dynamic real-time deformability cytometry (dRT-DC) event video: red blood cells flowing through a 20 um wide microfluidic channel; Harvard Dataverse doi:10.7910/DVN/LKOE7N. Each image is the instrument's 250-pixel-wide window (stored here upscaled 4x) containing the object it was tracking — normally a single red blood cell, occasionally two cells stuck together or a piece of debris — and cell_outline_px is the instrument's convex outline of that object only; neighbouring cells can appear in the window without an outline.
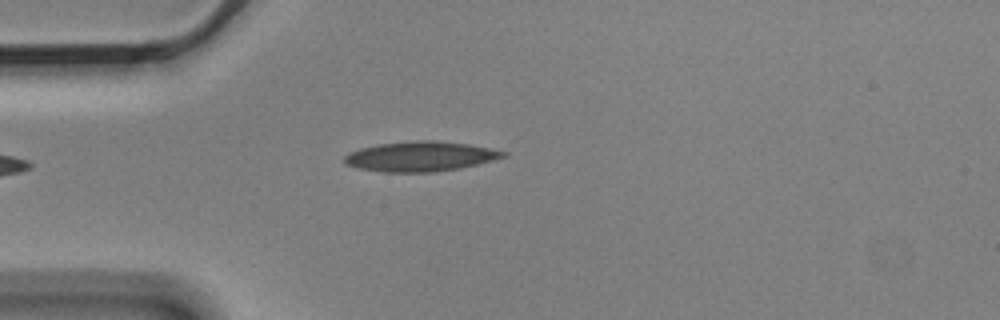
{"species": "Egyptian fruit bat (a non-hibernating species)", "species_latin": "Rousettus aegyptiacus", "temperature_condition": "cold", "stored_images_in_passage": 4, "camera_frame_rate_fps": 3000, "um_per_image_px": 0.085, "animal": {"sex": "male"}, "frame": {"image": 1, "passage_image": 4, "time_ms": 1.0, "image_size_px": [1000, 320], "cell_outline_px": [[508, 156], [460, 168], [432, 172], [384, 172], [360, 168], [344, 164], [344, 156], [348, 152], [360, 148], [380, 144], [416, 140], [432, 140], [468, 144], [508, 152]], "centroid_in_image_um": [35.72, 13.29], "position_along_channel_um": 49.3, "area_um2": 27.51}}